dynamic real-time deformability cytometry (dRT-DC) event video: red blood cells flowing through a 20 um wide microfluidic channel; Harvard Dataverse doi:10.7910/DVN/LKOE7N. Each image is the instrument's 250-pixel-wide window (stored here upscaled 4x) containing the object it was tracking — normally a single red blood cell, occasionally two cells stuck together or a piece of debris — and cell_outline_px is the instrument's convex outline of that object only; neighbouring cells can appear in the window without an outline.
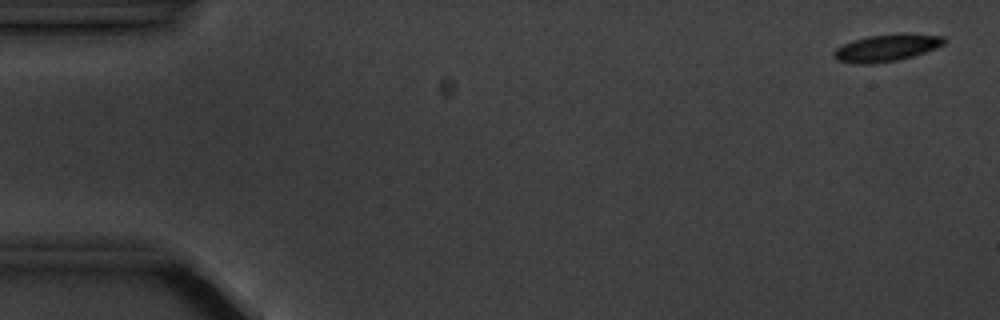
{"species": "common noctule bat (a hibernating species)", "species_latin": "Nyctalus noctula", "temperature_condition": "cold", "stored_images_in_passage": 5, "camera_frame_rate_fps": 3000, "um_per_image_px": 0.085, "animal": {"sex": "male", "body_mass_g": 20.1, "forearm_length_mm": 53.5}, "frame": {"image": 1, "passage_image": 1, "time_ms": 0.0, "image_size_px": [1000, 320], "cell_outline_px": [[948, 40], [944, 44], [924, 52], [900, 60], [872, 64], [856, 64], [836, 60], [832, 56], [832, 52], [836, 48], [852, 40], [868, 36], [944, 36]], "centroid_in_image_um": [75.25, 4.13], "position_along_channel_um": 9.8, "area_um2": 16.65}}
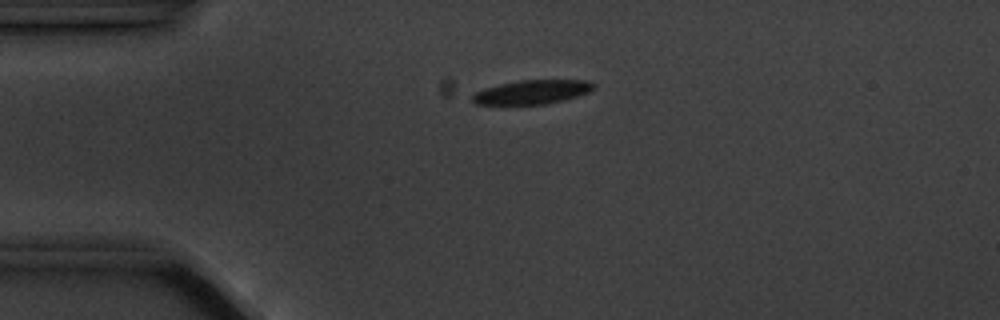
{"frame": {"image": 2, "passage_image": 4, "time_ms": 3.667, "image_size_px": [1000, 320], "cell_outline_px": [[596, 88], [588, 92], [576, 96], [544, 104], [476, 104], [472, 100], [472, 96], [476, 92], [484, 88], [500, 84], [520, 80], [588, 80], [596, 84]], "centroid_in_image_um": [45.25, 7.81], "position_along_channel_um": 39.8, "area_um2": 16.76}}